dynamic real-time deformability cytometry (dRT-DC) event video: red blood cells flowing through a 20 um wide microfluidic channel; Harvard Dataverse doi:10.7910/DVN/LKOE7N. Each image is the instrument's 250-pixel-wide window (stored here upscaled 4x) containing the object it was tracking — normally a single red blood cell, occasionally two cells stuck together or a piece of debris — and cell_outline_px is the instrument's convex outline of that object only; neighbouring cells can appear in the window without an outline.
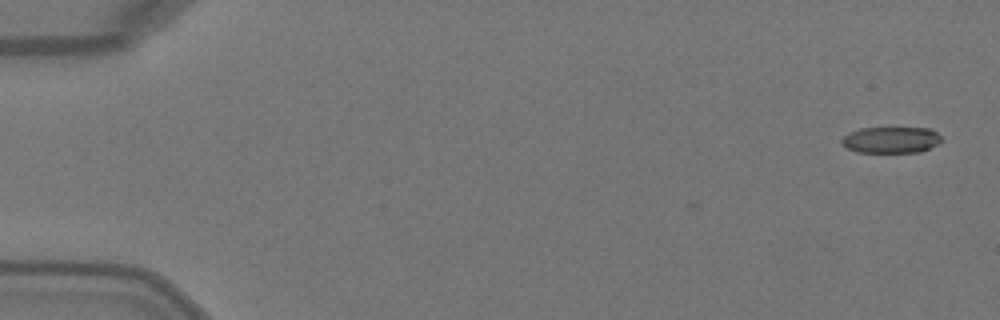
{"species": "Egyptian fruit bat (a non-hibernating species)", "species_latin": "Rousettus aegyptiacus", "temperature_condition": "warm", "stored_images_in_passage": 4, "camera_frame_rate_fps": 3000, "um_per_image_px": 0.085, "animal": {"sex": "female"}, "frame": {"image": 1, "passage_image": 1, "time_ms": 0.0, "image_size_px": [1000, 320], "cell_outline_px": [[944, 140], [920, 152], [856, 152], [840, 144], [840, 140], [848, 132], [860, 128], [932, 128]], "centroid_in_image_um": [75.71, 11.88], "position_along_channel_um": 9.3, "area_um2": 15.37}}
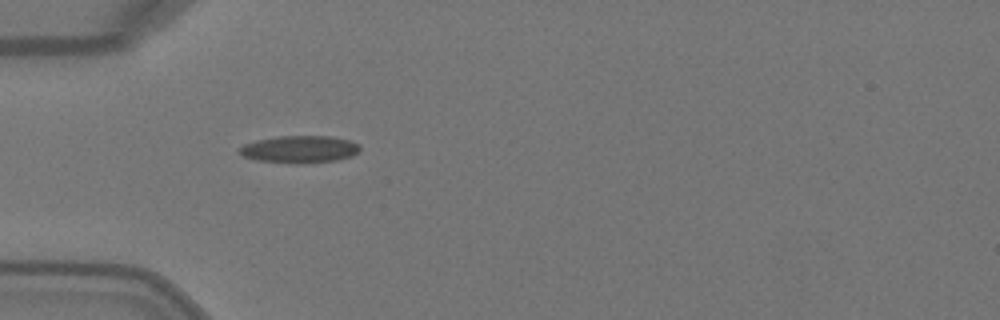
{"frame": {"image": 2, "passage_image": 4, "time_ms": 1.0, "image_size_px": [1000, 320], "cell_outline_px": [[360, 152], [352, 156], [336, 160], [300, 164], [256, 160], [244, 156], [240, 152], [240, 148], [244, 144], [256, 140], [276, 136], [332, 136], [352, 140], [360, 144]], "centroid_in_image_um": [25.53, 12.68], "position_along_channel_um": 59.5, "area_um2": 19.31}}